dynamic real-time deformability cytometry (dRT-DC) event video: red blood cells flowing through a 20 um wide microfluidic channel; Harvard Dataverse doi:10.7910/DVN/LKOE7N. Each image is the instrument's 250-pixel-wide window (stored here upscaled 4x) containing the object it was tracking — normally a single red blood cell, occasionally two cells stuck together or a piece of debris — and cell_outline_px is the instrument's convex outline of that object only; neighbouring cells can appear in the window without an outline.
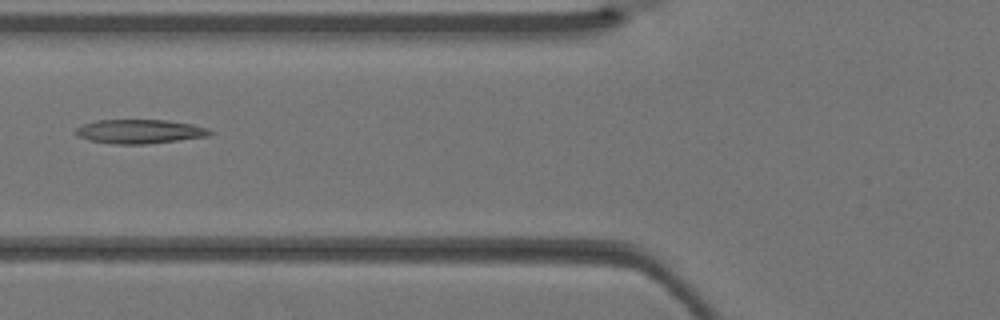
{"species": "Egyptian fruit bat (a non-hibernating species)", "species_latin": "Rousettus aegyptiacus", "temperature_condition": "warm", "stored_images_in_passage": 4, "camera_frame_rate_fps": 3000, "um_per_image_px": 0.085, "animal": {"sex": "female"}, "frame": {"image": 1, "passage_image": 4, "time_ms": 1.0, "image_size_px": [1000, 320], "cell_outline_px": [[216, 132], [208, 136], [144, 144], [112, 144], [92, 140], [76, 136], [72, 132], [76, 128], [84, 124], [96, 120], [168, 120], [192, 124], [208, 128]], "centroid_in_image_um": [11.86, 11.17], "position_along_channel_um": 113.9, "area_um2": 18.84}}